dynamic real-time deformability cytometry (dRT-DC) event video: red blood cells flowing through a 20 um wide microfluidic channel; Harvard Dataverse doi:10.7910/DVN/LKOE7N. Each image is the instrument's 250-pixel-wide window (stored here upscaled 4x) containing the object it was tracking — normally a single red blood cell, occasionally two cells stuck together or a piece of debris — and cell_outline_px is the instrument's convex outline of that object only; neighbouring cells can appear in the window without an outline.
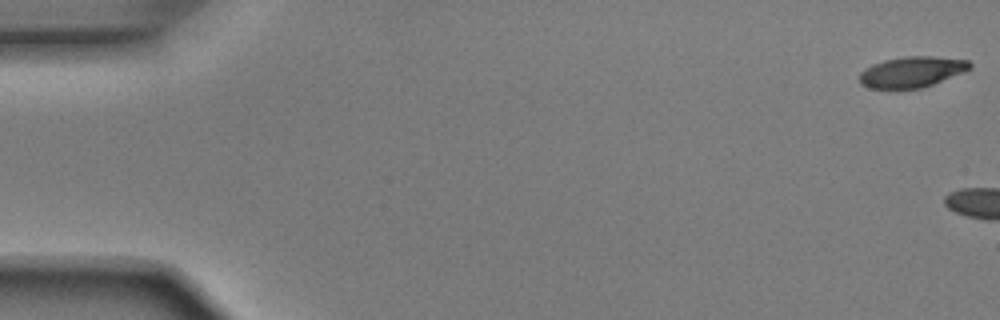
{"species": "Egyptian fruit bat (a non-hibernating species)", "species_latin": "Rousettus aegyptiacus", "temperature_condition": "room temperature", "stored_images_in_passage": 4, "camera_frame_rate_fps": 3000, "um_per_image_px": 0.085, "animal": {"sex": "male"}, "frame": {"image": 1, "passage_image": 1, "time_ms": 0.0, "image_size_px": [1000, 320], "cell_outline_px": [[972, 68], [964, 72], [932, 84], [920, 88], [896, 92], [868, 88], [860, 84], [860, 72], [872, 64], [884, 60], [904, 56], [932, 56], [968, 60], [972, 64]], "centroid_in_image_um": [77.45, 6.16], "position_along_channel_um": 7.5, "area_um2": 20.46}}